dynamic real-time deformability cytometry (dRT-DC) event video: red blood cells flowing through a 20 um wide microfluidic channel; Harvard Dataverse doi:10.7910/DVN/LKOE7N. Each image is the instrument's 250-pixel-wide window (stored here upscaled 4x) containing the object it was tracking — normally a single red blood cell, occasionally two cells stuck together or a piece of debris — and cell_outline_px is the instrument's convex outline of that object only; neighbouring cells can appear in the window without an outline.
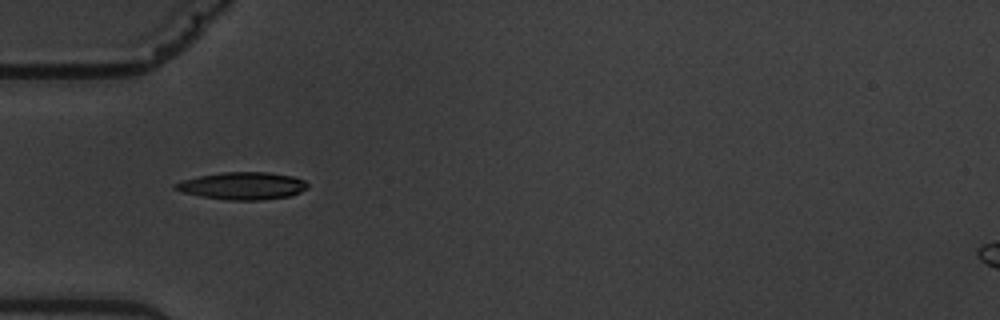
{"species": "common noctule bat (a hibernating species)", "species_latin": "Nyctalus noctula", "temperature_condition": "warm", "stored_images_in_passage": 2, "camera_frame_rate_fps": 3000, "um_per_image_px": 0.085, "animal": {"sex": "male", "body_mass_g": 19.5, "forearm_length_mm": 54.6}, "frame": {"image": 1, "passage_image": 1, "time_ms": 0.0, "image_size_px": [1000, 320], "cell_outline_px": [[308, 188], [300, 192], [288, 196], [260, 200], [228, 200], [200, 196], [184, 192], [172, 188], [172, 184], [180, 180], [200, 176], [224, 172], [268, 172], [292, 176], [304, 180], [308, 184]], "centroid_in_image_um": [20.59, 15.79], "position_along_channel_um": 64.4, "area_um2": 21.1}}
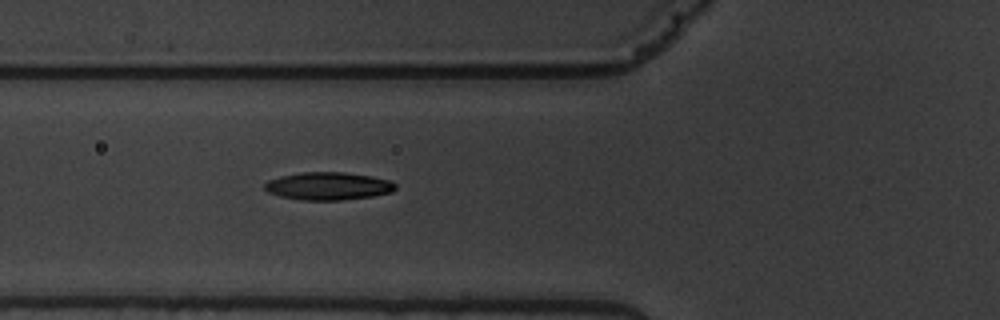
{"frame": {"image": 2, "passage_image": 2, "time_ms": 1.0, "image_size_px": [1000, 320], "cell_outline_px": [[396, 188], [392, 192], [372, 196], [340, 200], [300, 200], [280, 196], [268, 192], [264, 188], [264, 184], [268, 180], [280, 176], [304, 172], [344, 172], [372, 176], [388, 180], [396, 184]], "centroid_in_image_um": [27.89, 15.81], "position_along_channel_um": 97.9, "area_um2": 21.15}}